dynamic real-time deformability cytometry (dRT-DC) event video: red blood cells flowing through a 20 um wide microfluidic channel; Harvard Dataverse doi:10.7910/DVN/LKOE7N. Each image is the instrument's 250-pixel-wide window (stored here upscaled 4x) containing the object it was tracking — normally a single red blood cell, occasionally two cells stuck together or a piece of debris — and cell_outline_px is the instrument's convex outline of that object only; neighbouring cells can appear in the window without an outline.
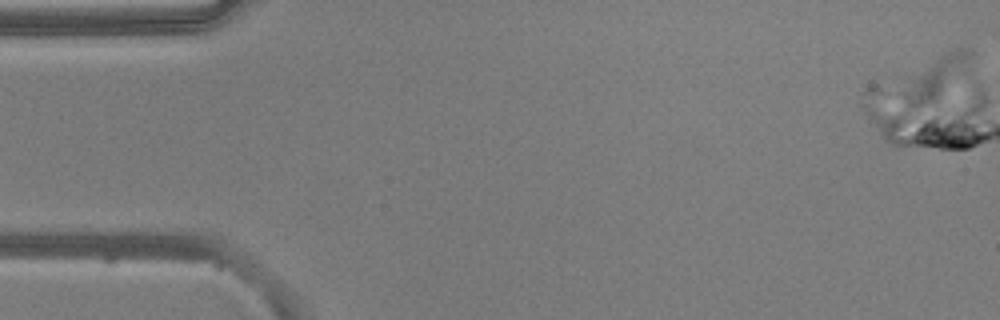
{"species": "common noctule bat (a hibernating species)", "species_latin": "Nyctalus noctula", "temperature_condition": "warm", "stored_images_in_passage": 1, "camera_frame_rate_fps": 3000, "um_per_image_px": 0.085, "animal": {"sex": "male", "body_mass_g": 20.5, "forearm_length_mm": 52.5}, "frame": {"image": 1, "passage_image": 1, "time_ms": 0.0, "image_size_px": [1000, 320], "cell_outline_px": [[972, 52], [936, 96], [932, 100], [908, 108], [900, 92], [912, 76], [944, 52], [952, 48], [972, 48]], "centroid_in_image_um": [79.37, 6.53], "position_along_channel_um": 5.6, "area_um2": 13.99}}